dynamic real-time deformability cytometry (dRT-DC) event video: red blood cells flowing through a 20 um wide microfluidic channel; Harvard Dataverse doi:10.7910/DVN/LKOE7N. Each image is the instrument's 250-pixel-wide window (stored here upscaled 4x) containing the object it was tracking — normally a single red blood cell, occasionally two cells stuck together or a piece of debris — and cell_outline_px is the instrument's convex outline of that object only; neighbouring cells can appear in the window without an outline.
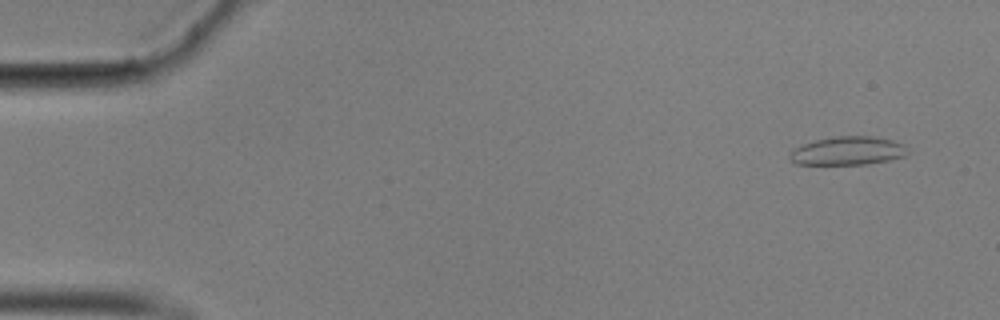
{"species": "common noctule bat (a hibernating species)", "species_latin": "Nyctalus noctula", "temperature_condition": "cold", "stored_images_in_passage": 58, "camera_frame_rate_fps": 3000, "um_per_image_px": 0.085, "animal": {"sex": "male", "body_mass_g": 17.9}, "frame": {"image": 1, "passage_image": 4, "time_ms": 1.0, "image_size_px": [1000, 320], "cell_outline_px": [[908, 152], [904, 156], [888, 160], [864, 164], [796, 164], [788, 160], [788, 156], [796, 148], [804, 144], [816, 140], [840, 136], [868, 136], [892, 140], [904, 144], [908, 148]], "centroid_in_image_um": [72.07, 12.83], "position_along_channel_um": 12.9, "area_um2": 19.31}}
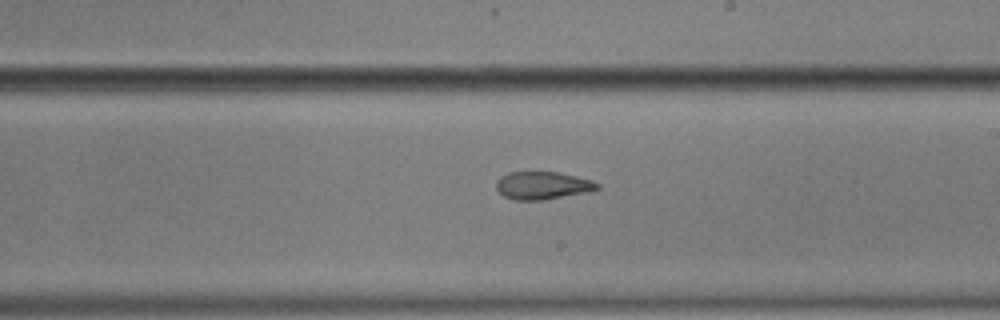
{"frame": {"image": 2, "passage_image": 34, "time_ms": 11.0, "image_size_px": [1000, 320], "cell_outline_px": [[600, 188], [588, 192], [544, 200], [512, 200], [504, 196], [496, 188], [496, 180], [500, 176], [508, 172], [560, 172], [592, 180], [600, 184]], "centroid_in_image_um": [46.12, 15.76], "position_along_channel_um": 242.9, "area_um2": 16.53}}
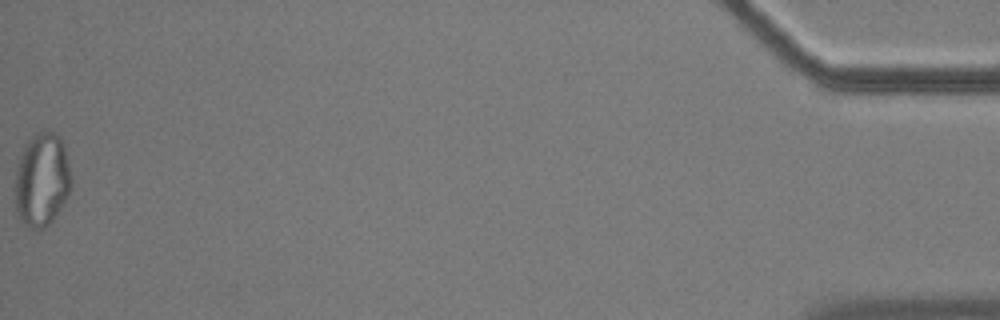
{"frame": {"image": 3, "passage_image": 58, "time_ms": 19.0, "image_size_px": [1000, 320], "cell_outline_px": [[72, 184], [68, 196], [52, 220], [44, 228], [28, 228], [20, 220], [16, 212], [16, 168], [20, 156], [28, 140], [36, 132], [48, 128], [60, 136], [64, 144], [72, 176]], "centroid_in_image_um": [3.58, 15.24], "position_along_channel_um": 431.6, "area_um2": 30.92}, "authors_computed_cell_mechanics": {"area_um2": 19.2763, "velocity_mm_per_s": 3.5376, "shape_relaxation_time_tau1_ms": null, "shape_relaxation_time_tau2_ms": 3.772, "deformation_change_tau1": null, "deformation_change_tau2": 0.0939}}